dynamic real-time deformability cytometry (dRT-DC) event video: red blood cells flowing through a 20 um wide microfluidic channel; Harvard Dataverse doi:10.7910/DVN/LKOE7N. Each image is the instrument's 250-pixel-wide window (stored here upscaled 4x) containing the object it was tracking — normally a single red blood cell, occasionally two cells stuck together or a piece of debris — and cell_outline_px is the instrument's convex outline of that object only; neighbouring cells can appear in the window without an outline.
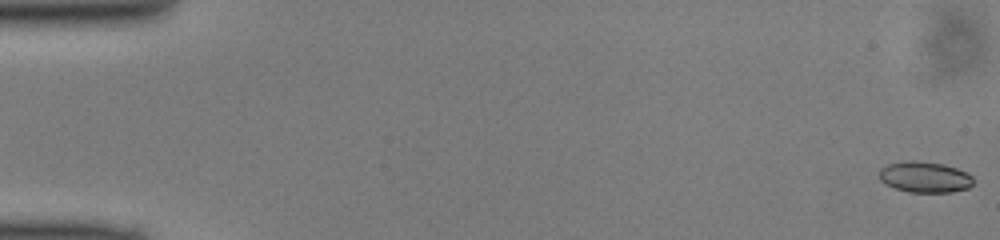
{"species": "common noctule bat (a hibernating species)", "species_latin": "Nyctalus noctula", "temperature_condition": "cold", "stored_images_in_passage": 51, "camera_frame_rate_fps": 3000, "um_per_image_px": 0.085, "animal": {"sex": "male", "body_mass_g": 13.0, "forearm_length_mm": 53.1}, "frame": {"image": 1, "passage_image": 1, "time_ms": 0.0, "image_size_px": [1000, 240], "cell_outline_px": [[972, 184], [968, 188], [952, 192], [908, 192], [896, 188], [880, 180], [880, 168], [888, 164], [912, 160], [916, 160], [944, 164], [956, 168], [972, 176]], "centroid_in_image_um": [78.61, 15.05], "position_along_channel_um": 6.4, "area_um2": 16.76}}
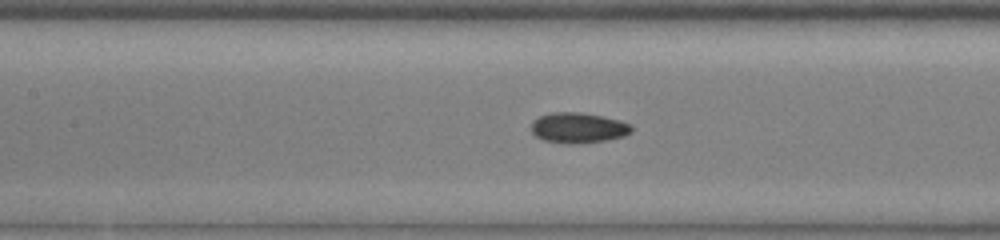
{"frame": {"image": 2, "passage_image": 23, "time_ms": 7.333, "image_size_px": [1000, 240], "cell_outline_px": [[632, 132], [624, 136], [608, 140], [572, 144], [568, 144], [544, 140], [536, 136], [532, 132], [532, 120], [540, 116], [552, 112], [580, 112], [620, 120], [632, 124]], "centroid_in_image_um": [49.17, 10.86], "position_along_channel_um": 158.2, "area_um2": 17.8}}
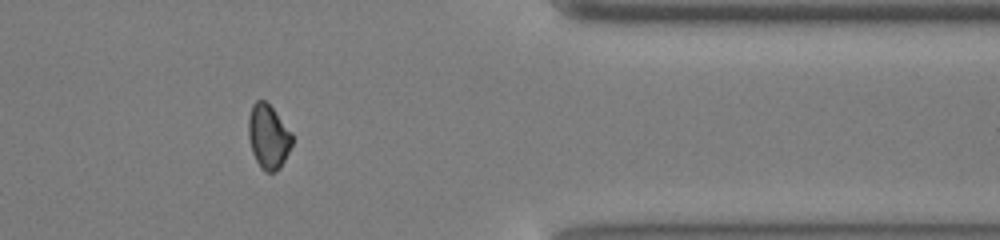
{"frame": {"image": 3, "passage_image": 41, "time_ms": 13.333, "image_size_px": [1000, 240], "cell_outline_px": [[292, 144], [280, 168], [276, 172], [264, 172], [260, 168], [252, 152], [248, 136], [248, 116], [252, 104], [256, 100], [264, 100], [272, 108], [292, 132]], "centroid_in_image_um": [22.79, 11.62], "position_along_channel_um": 388.6, "area_um2": 16.42}}